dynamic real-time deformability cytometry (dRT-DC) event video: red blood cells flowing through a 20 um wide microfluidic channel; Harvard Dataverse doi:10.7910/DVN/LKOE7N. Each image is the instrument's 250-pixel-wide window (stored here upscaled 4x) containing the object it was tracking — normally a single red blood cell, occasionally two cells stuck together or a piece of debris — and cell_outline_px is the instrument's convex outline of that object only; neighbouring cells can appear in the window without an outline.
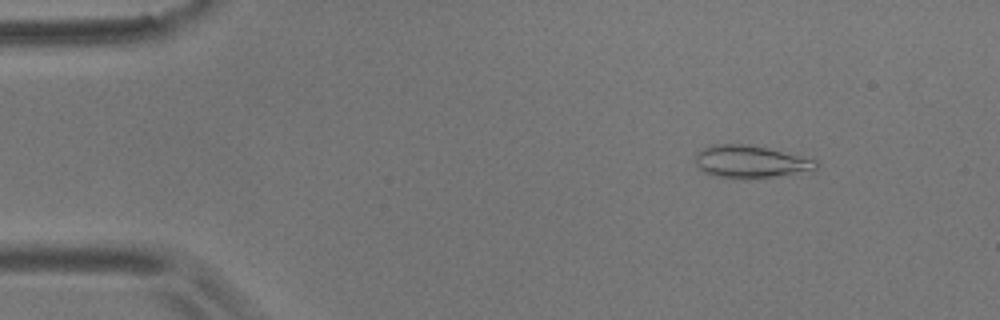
{"species": "common noctule bat (a hibernating species)", "species_latin": "Nyctalus noctula", "temperature_condition": "room temperature", "stored_images_in_passage": 56, "camera_frame_rate_fps": 3000, "um_per_image_px": 0.085, "animal": {"sex": "male", "body_mass_g": 17.9}, "frame": {"image": 1, "passage_image": 7, "time_ms": 2.0, "image_size_px": [1000, 320], "cell_outline_px": [[820, 168], [772, 176], [740, 180], [716, 176], [704, 172], [696, 164], [696, 152], [708, 144], [748, 144], [768, 148], [816, 160], [820, 164]], "centroid_in_image_um": [63.73, 13.73], "position_along_channel_um": 21.3, "area_um2": 22.83}}
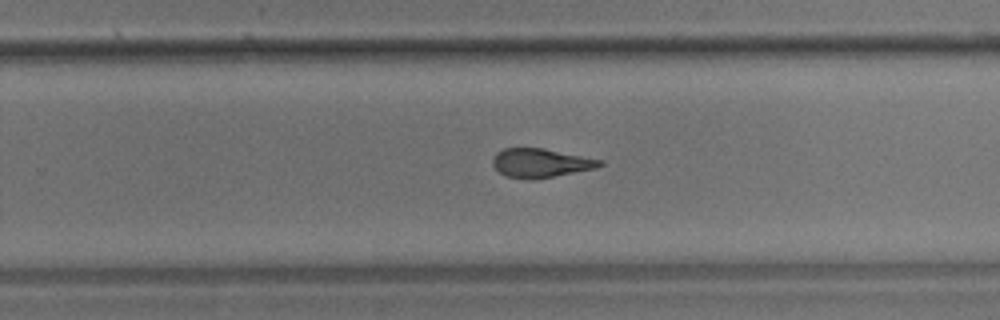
{"frame": {"image": 2, "passage_image": 36, "time_ms": 11.667, "image_size_px": [1000, 320], "cell_outline_px": [[604, 164], [592, 168], [532, 180], [528, 180], [504, 176], [492, 164], [492, 160], [496, 152], [504, 148], [544, 148], [604, 160]], "centroid_in_image_um": [45.91, 13.84], "position_along_channel_um": 283.9, "area_um2": 17.92}}
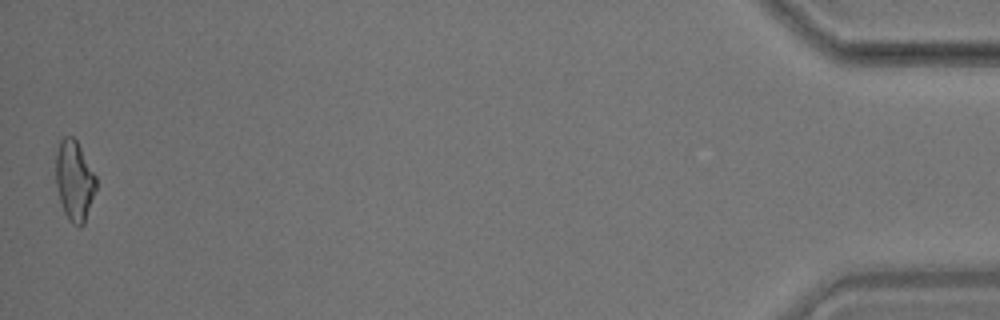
{"frame": {"image": 3, "passage_image": 56, "time_ms": 18.333, "image_size_px": [1000, 320], "cell_outline_px": [[96, 188], [84, 224], [80, 228], [72, 224], [68, 220], [64, 212], [60, 200], [56, 184], [56, 152], [60, 140], [64, 136], [72, 136], [76, 140], [96, 176]], "centroid_in_image_um": [6.32, 15.37], "position_along_channel_um": 428.9, "area_um2": 18.73}, "authors_computed_cell_mechanics": {"area_um2": 18.9295, "velocity_mm_per_s": 3.5446, "shape_relaxation_time_tau1_ms": 8.102, "shape_relaxation_time_tau2_ms": 2.5663, "deformation_change_tau1": 0.1902, "deformation_change_tau2": 0.1065}}